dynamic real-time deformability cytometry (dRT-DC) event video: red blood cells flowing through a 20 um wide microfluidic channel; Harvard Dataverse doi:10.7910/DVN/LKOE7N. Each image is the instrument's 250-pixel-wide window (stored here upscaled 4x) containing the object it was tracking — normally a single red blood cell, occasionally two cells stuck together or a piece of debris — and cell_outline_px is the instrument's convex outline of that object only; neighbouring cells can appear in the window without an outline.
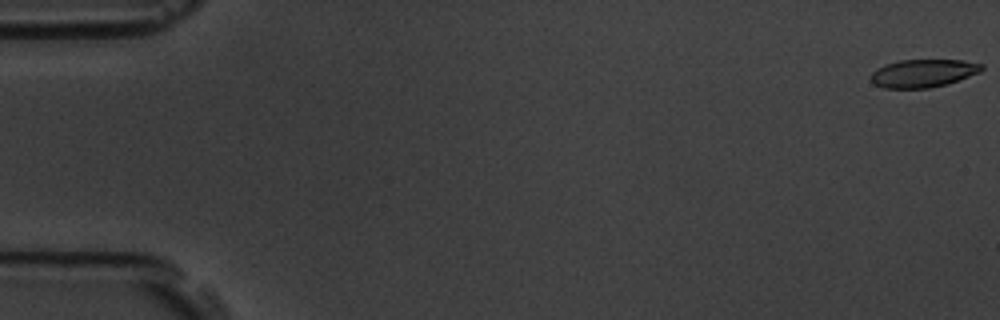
{"species": "common noctule bat (a hibernating species)", "species_latin": "Nyctalus noctula", "temperature_condition": "room temperature", "stored_images_in_passage": 58, "camera_frame_rate_fps": 3000, "um_per_image_px": 0.085, "animal": {"sex": "male", "body_mass_g": 19.5, "forearm_length_mm": 54.6}, "frame": {"image": 1, "passage_image": 1, "time_ms": 0.0, "image_size_px": [1000, 320], "cell_outline_px": [[984, 68], [980, 72], [948, 84], [928, 88], [884, 88], [872, 84], [872, 72], [876, 68], [884, 64], [900, 60], [964, 60], [984, 64]], "centroid_in_image_um": [78.48, 6.22], "position_along_channel_um": 6.5, "area_um2": 18.21}}
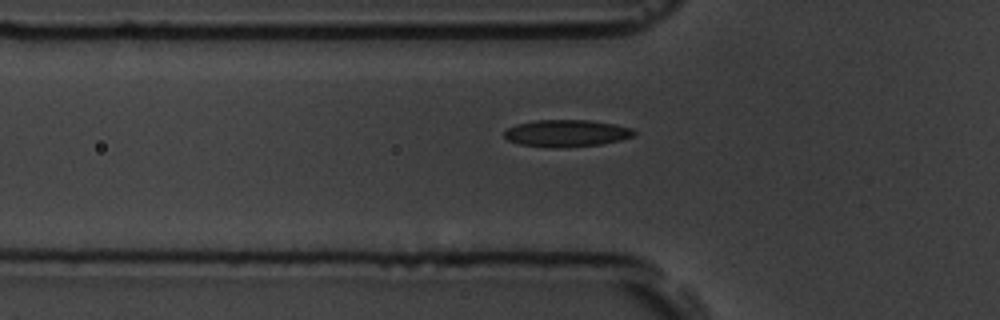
{"frame": {"image": 2, "passage_image": 20, "time_ms": 6.333, "image_size_px": [1000, 320], "cell_outline_px": [[636, 132], [632, 136], [620, 140], [600, 144], [564, 148], [548, 148], [516, 144], [508, 140], [504, 136], [504, 132], [508, 128], [516, 124], [536, 120], [588, 120], [612, 124], [632, 128]], "centroid_in_image_um": [48.1, 11.34], "position_along_channel_um": 77.7, "area_um2": 20.52}}
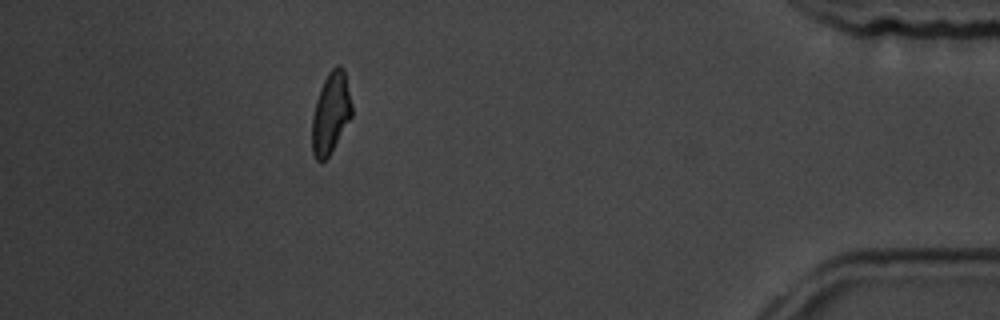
{"frame": {"image": 3, "passage_image": 52, "time_ms": 17.0, "image_size_px": [1000, 320], "cell_outline_px": [[352, 116], [328, 156], [324, 160], [316, 160], [312, 152], [312, 116], [316, 100], [320, 88], [328, 72], [336, 64], [340, 64], [344, 68], [352, 104]], "centroid_in_image_um": [28.11, 9.56], "position_along_channel_um": 407.1, "area_um2": 18.79}, "authors_computed_cell_mechanics": {"area_um2": 19.4208, "velocity_mm_per_s": 3.5632, "shape_relaxation_time_tau1_ms": 4.9482, "shape_relaxation_time_tau2_ms": 3.1688, "deformation_change_tau1": 0.1283, "deformation_change_tau2": 0.0877}}